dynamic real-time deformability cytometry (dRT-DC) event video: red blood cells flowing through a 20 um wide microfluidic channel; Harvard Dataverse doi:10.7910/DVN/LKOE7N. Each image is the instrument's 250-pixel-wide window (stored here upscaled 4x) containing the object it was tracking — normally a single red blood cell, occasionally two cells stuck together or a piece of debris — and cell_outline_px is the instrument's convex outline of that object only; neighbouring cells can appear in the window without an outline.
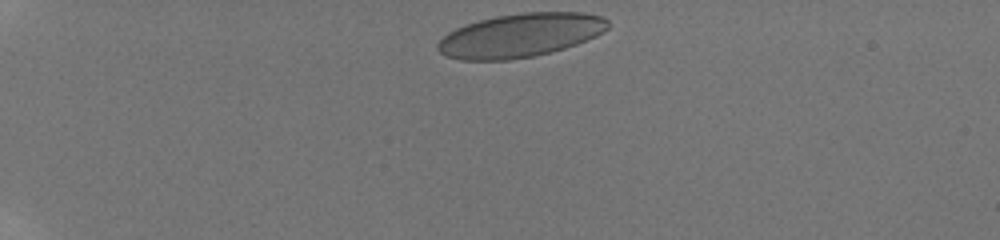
{"species": "human", "species_latin": "Homo sapiens", "temperature_condition": "room temperature", "stored_images_in_passage": 28, "camera_frame_rate_fps": 3000, "um_per_image_px": 0.085, "donor": {"sex": "male"}, "frame": {"image": 1, "passage_image": 1, "time_ms": 0.0, "image_size_px": [1000, 240], "cell_outline_px": [[608, 28], [604, 32], [596, 36], [576, 44], [564, 48], [532, 56], [508, 60], [460, 60], [448, 56], [440, 52], [436, 48], [436, 44], [448, 32], [456, 28], [480, 20], [496, 16], [524, 12], [580, 12], [604, 16], [608, 20]], "centroid_in_image_um": [44.24, 2.99], "position_along_channel_um": 40.8, "area_um2": 43.18}}
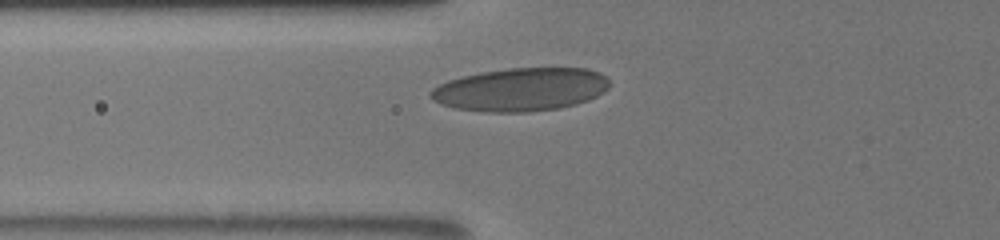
{"frame": {"image": 2, "passage_image": 15, "time_ms": 3.0, "image_size_px": [1000, 240], "cell_outline_px": [[608, 88], [604, 92], [588, 100], [576, 104], [560, 108], [528, 112], [484, 112], [452, 108], [440, 104], [432, 100], [428, 96], [428, 92], [432, 88], [448, 80], [480, 72], [508, 68], [588, 68], [600, 72], [608, 76]], "centroid_in_image_um": [44.24, 7.61], "position_along_channel_um": 81.6, "area_um2": 45.49}}
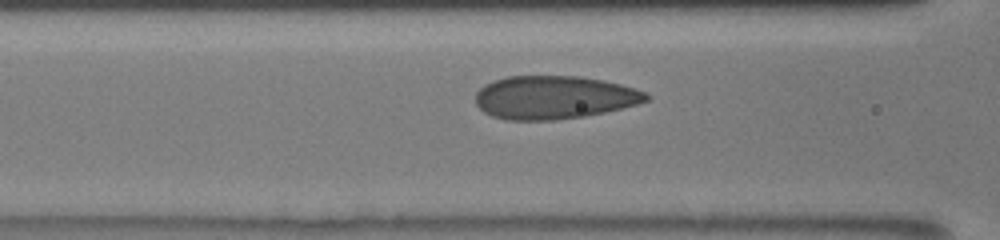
{"frame": {"image": 3, "passage_image": 20, "time_ms": 4.0, "image_size_px": [1000, 240], "cell_outline_px": [[652, 96], [648, 100], [636, 104], [604, 112], [584, 116], [556, 120], [504, 120], [492, 116], [484, 112], [476, 104], [476, 92], [484, 84], [508, 76], [580, 76], [604, 80], [620, 84], [644, 92]], "centroid_in_image_um": [47.07, 8.28], "position_along_channel_um": 119.5, "area_um2": 42.95}}